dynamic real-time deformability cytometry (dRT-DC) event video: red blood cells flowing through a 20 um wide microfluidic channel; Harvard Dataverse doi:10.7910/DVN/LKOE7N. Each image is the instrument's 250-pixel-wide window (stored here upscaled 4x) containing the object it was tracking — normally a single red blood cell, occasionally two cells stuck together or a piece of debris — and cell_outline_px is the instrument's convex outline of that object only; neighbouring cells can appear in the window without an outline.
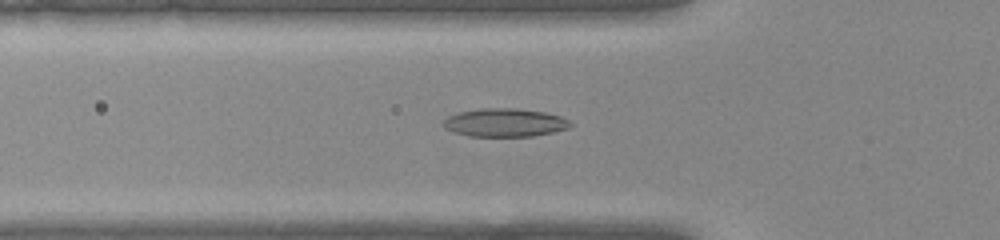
{"species": "common noctule bat (a hibernating species)", "species_latin": "Nyctalus noctula", "temperature_condition": "warm", "stored_images_in_passage": 47, "camera_frame_rate_fps": 3000, "um_per_image_px": 0.085, "animal": {"sex": "female", "body_mass_g": 22.0, "forearm_length_mm": 56.7}, "frame": {"image": 1, "passage_image": 12, "time_ms": 3.667, "image_size_px": [1000, 240], "cell_outline_px": [[572, 124], [568, 128], [552, 132], [532, 136], [468, 136], [444, 128], [444, 120], [448, 116], [460, 112], [480, 108], [520, 108], [544, 112], [560, 116], [568, 120]], "centroid_in_image_um": [42.91, 10.41], "position_along_channel_um": 82.9, "area_um2": 20.81}}
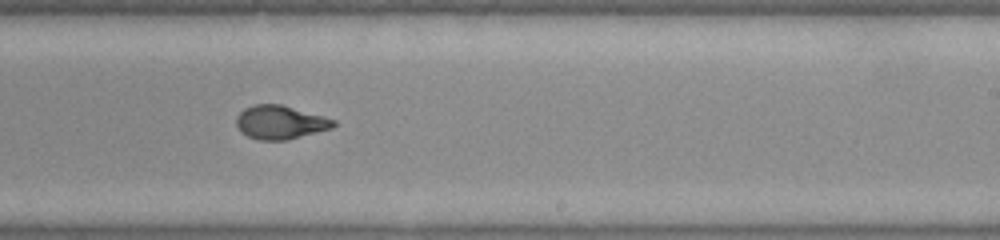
{"frame": {"image": 2, "passage_image": 26, "time_ms": 8.333, "image_size_px": [1000, 240], "cell_outline_px": [[336, 124], [332, 128], [288, 140], [260, 140], [248, 136], [240, 132], [236, 124], [236, 116], [244, 108], [252, 104], [280, 104], [336, 120]], "centroid_in_image_um": [23.79, 10.4], "position_along_channel_um": 265.2, "area_um2": 19.02}}
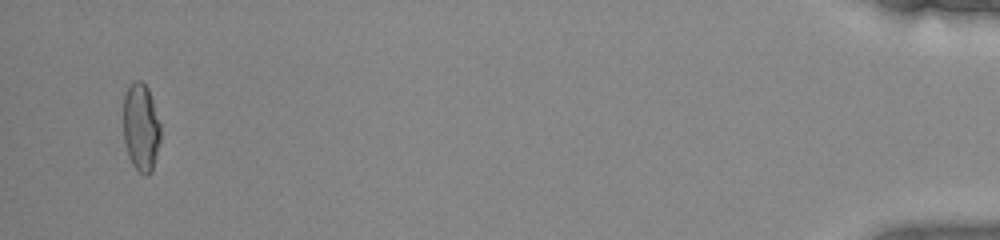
{"frame": {"image": 3, "passage_image": 45, "time_ms": 14.667, "image_size_px": [1000, 240], "cell_outline_px": [[160, 140], [152, 172], [148, 176], [144, 176], [132, 164], [124, 140], [124, 96], [128, 84], [132, 80], [140, 80], [148, 88], [160, 124]], "centroid_in_image_um": [11.98, 10.81], "position_along_channel_um": 423.2, "area_um2": 19.02}, "authors_computed_cell_mechanics": {"area_um2": 19.363, "velocity_mm_per_s": 3.9058, "shape_relaxation_time_tau1_ms": 11.2382, "shape_relaxation_time_tau2_ms": 1.0208, "deformation_change_tau1": 0.3345, "deformation_change_tau2": 0.0708}}